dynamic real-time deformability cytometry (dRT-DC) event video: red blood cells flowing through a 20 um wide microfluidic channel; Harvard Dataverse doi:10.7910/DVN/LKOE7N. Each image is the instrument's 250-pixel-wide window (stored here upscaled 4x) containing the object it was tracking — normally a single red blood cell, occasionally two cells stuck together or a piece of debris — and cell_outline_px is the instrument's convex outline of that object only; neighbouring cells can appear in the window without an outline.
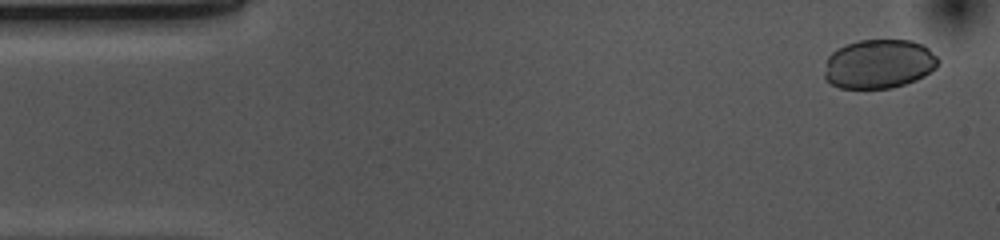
{"species": "common noctule bat (a hibernating species)", "species_latin": "Nyctalus noctula", "temperature_condition": "cold", "stored_images_in_passage": 5, "camera_frame_rate_fps": 3000, "um_per_image_px": 0.085, "animal": {"sex": "female", "body_mass_g": 10.0, "forearm_length_mm": 53.1}, "frame": {"image": 1, "passage_image": 2, "time_ms": 0.333, "image_size_px": [1000, 240], "cell_outline_px": [[940, 60], [936, 68], [924, 76], [916, 80], [892, 88], [840, 88], [824, 80], [824, 72], [828, 56], [832, 52], [848, 44], [860, 40], [912, 40], [928, 48]], "centroid_in_image_um": [74.71, 5.44], "position_along_channel_um": 10.3, "area_um2": 32.54}}